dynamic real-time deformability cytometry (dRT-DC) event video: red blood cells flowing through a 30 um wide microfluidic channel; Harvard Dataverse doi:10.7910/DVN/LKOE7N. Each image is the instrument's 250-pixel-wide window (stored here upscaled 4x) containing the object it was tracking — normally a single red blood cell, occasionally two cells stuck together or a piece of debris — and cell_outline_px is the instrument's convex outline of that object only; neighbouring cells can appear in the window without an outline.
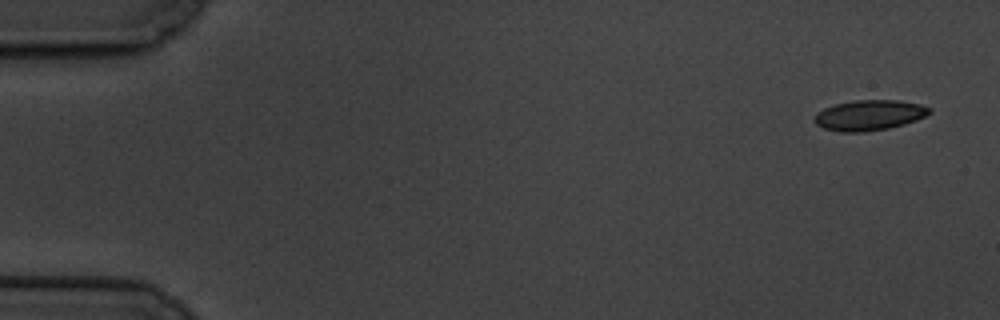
{"species": "common noctule bat (a hibernating species)", "species_latin": "Nyctalus noctula", "temperature_condition": "cold", "stored_images_in_passage": 5, "camera_frame_rate_fps": 3000, "um_per_image_px": 0.085, "animal": {"sex": "male", "body_mass_g": 19.5, "forearm_length_mm": 54.6}, "frame": {"image": 1, "passage_image": 1, "time_ms": 0.0, "image_size_px": [1000, 320], "cell_outline_px": [[932, 112], [916, 120], [904, 124], [888, 128], [864, 132], [840, 132], [824, 128], [816, 124], [812, 120], [816, 112], [824, 108], [836, 104], [856, 100], [900, 100], [920, 104], [932, 108]], "centroid_in_image_um": [73.88, 9.79], "position_along_channel_um": 11.1, "area_um2": 20.46}}
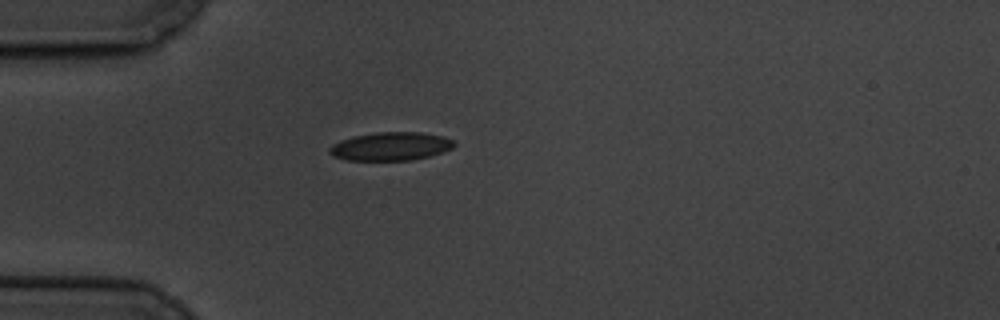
{"frame": {"image": 2, "passage_image": 5, "time_ms": 4.667, "image_size_px": [1000, 320], "cell_outline_px": [[456, 144], [452, 148], [444, 152], [412, 160], [344, 160], [332, 156], [328, 152], [328, 148], [332, 144], [340, 140], [352, 136], [376, 132], [420, 132], [444, 136], [456, 140]], "centroid_in_image_um": [33.21, 12.43], "position_along_channel_um": 51.8, "area_um2": 20.92}}